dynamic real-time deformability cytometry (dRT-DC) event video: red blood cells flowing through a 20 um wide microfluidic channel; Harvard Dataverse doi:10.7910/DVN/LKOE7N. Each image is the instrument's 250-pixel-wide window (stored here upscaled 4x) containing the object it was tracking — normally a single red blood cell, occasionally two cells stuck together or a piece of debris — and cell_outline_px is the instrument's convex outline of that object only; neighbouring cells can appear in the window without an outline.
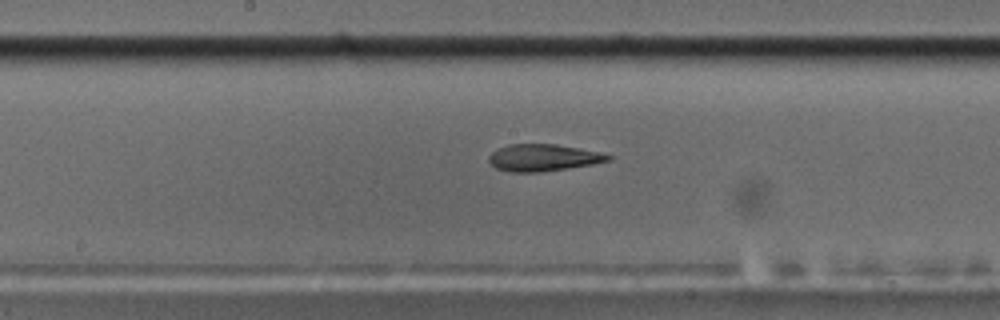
{"species": "common noctule bat (a hibernating species)", "species_latin": "Nyctalus noctula", "temperature_condition": "cold", "stored_images_in_passage": 41, "camera_frame_rate_fps": 3000, "um_per_image_px": 0.085, "animal": {"sex": "male", "body_mass_g": 17.5, "forearm_length_mm": 52.3}, "frame": {"image": 1, "passage_image": 14, "time_ms": 4.333, "image_size_px": [1000, 320], "cell_outline_px": [[612, 160], [592, 164], [568, 168], [540, 172], [508, 172], [496, 168], [488, 160], [488, 156], [496, 148], [508, 144], [556, 144], [600, 152], [612, 156]], "centroid_in_image_um": [46.14, 13.4], "position_along_channel_um": 202.1, "area_um2": 18.79}}
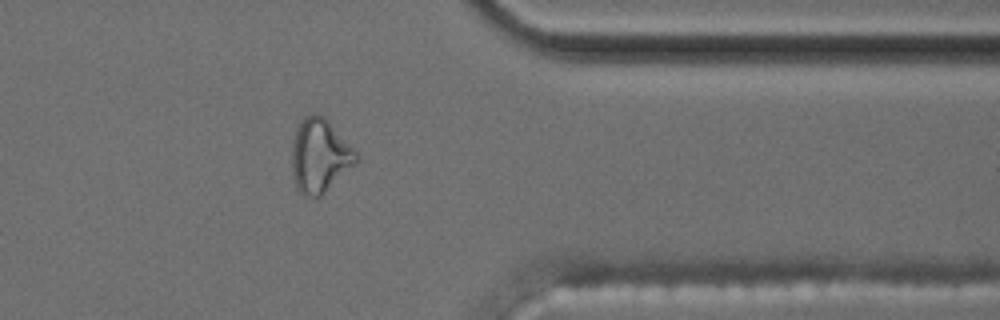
{"frame": {"image": 2, "passage_image": 30, "time_ms": 9.667, "image_size_px": [1000, 320], "cell_outline_px": [[360, 160], [356, 164], [320, 196], [308, 196], [300, 192], [296, 188], [292, 172], [292, 144], [296, 128], [300, 120], [304, 116], [312, 112], [316, 112], [324, 116], [328, 120], [356, 152]], "centroid_in_image_um": [27.16, 13.2], "position_along_channel_um": 384.2, "area_um2": 27.63}}
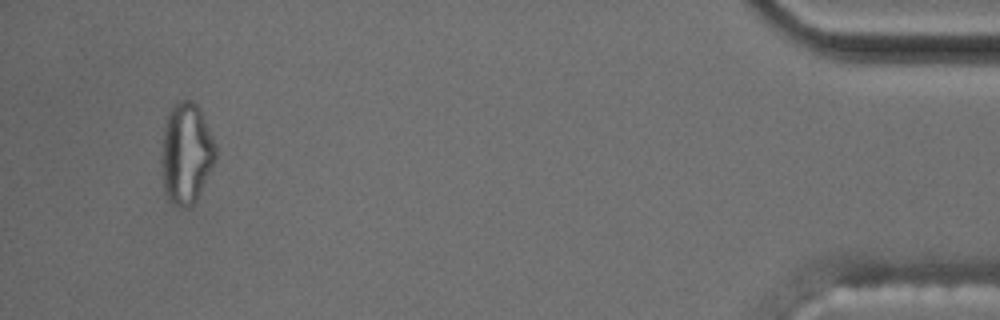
{"frame": {"image": 3, "passage_image": 38, "time_ms": 12.333, "image_size_px": [1000, 320], "cell_outline_px": [[216, 156], [196, 200], [188, 208], [184, 208], [172, 204], [168, 200], [164, 192], [160, 160], [160, 152], [164, 124], [168, 108], [176, 100], [192, 100], [200, 108], [216, 144]], "centroid_in_image_um": [15.78, 12.99], "position_along_channel_um": 419.4, "area_um2": 32.48}, "authors_computed_cell_mechanics": {"area_um2": 20.2878, "velocity_mm_per_s": 3.6248, "shape_relaxation_time_tau1_ms": null, "shape_relaxation_time_tau2_ms": 2.4185, "deformation_change_tau1": null, "deformation_change_tau2": 0.0969}}